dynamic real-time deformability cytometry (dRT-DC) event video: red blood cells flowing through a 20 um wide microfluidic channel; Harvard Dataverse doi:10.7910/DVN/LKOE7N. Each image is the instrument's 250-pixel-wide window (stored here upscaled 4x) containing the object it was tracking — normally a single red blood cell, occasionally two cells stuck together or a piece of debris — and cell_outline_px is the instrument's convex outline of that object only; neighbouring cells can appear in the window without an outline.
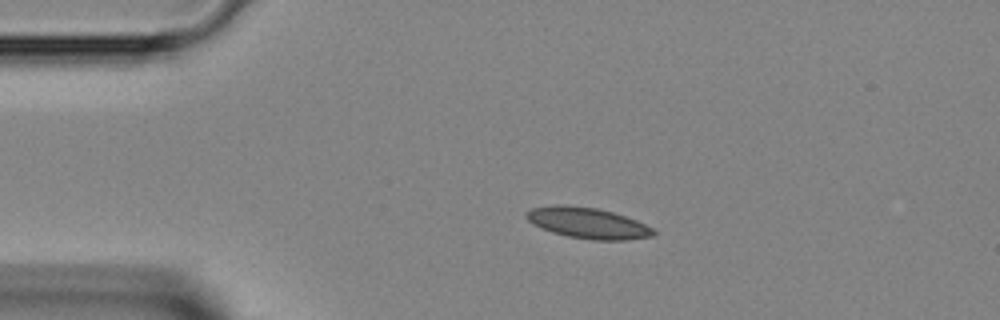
{"species": "Egyptian fruit bat (a non-hibernating species)", "species_latin": "Rousettus aegyptiacus", "temperature_condition": "room temperature", "stored_images_in_passage": 36, "camera_frame_rate_fps": 3000, "um_per_image_px": 0.085, "animal": {"sex": "female"}, "frame": {"image": 1, "passage_image": 1, "time_ms": 0.0, "image_size_px": [1000, 320], "cell_outline_px": [[656, 232], [652, 236], [628, 240], [592, 240], [568, 236], [552, 232], [532, 224], [524, 216], [532, 208], [556, 204], [564, 204], [596, 208], [612, 212], [636, 220], [652, 228]], "centroid_in_image_um": [49.94, 18.95], "position_along_channel_um": 35.1, "area_um2": 22.77}}
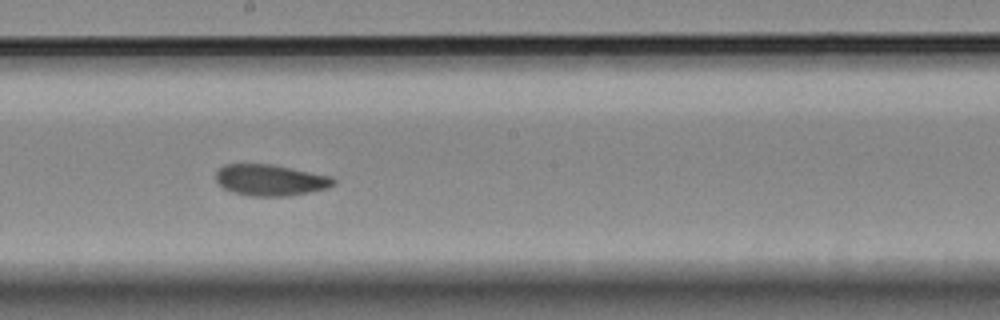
{"frame": {"image": 2, "passage_image": 16, "time_ms": 5.0, "image_size_px": [1000, 320], "cell_outline_px": [[336, 184], [328, 188], [288, 196], [252, 196], [232, 192], [224, 188], [216, 180], [216, 172], [224, 164], [272, 164], [332, 176], [336, 180]], "centroid_in_image_um": [23.01, 15.3], "position_along_channel_um": 225.2, "area_um2": 21.44}}
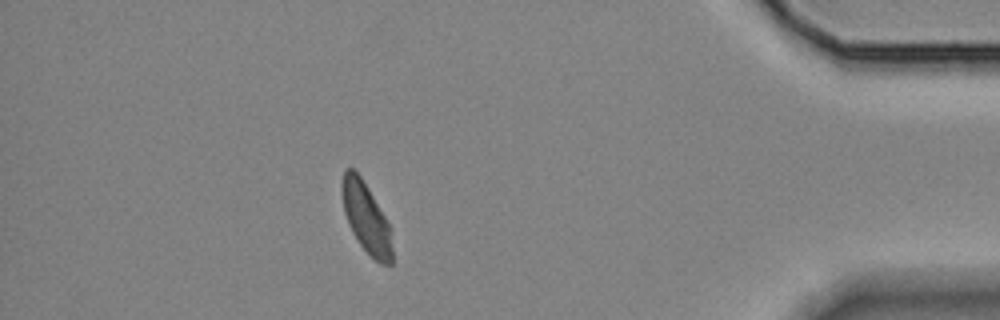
{"frame": {"image": 3, "passage_image": 31, "time_ms": 10.0, "image_size_px": [1000, 320], "cell_outline_px": [[392, 264], [380, 264], [360, 244], [352, 232], [348, 224], [344, 212], [340, 192], [340, 184], [344, 168], [352, 168], [360, 176], [368, 188], [392, 228]], "centroid_in_image_um": [31.11, 18.48], "position_along_channel_um": 404.1, "area_um2": 20.75}}